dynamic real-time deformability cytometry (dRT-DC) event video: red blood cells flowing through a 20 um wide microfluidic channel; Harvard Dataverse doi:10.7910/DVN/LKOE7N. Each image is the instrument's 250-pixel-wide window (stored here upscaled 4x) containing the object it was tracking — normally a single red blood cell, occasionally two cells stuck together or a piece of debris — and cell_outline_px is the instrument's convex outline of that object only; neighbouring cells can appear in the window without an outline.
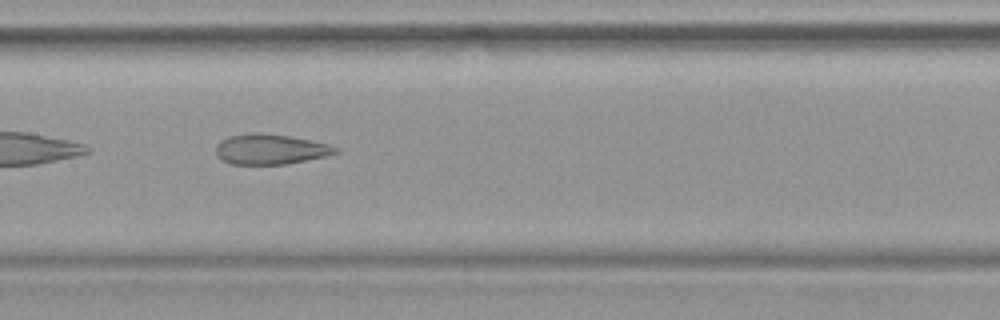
{"species": "common noctule bat (a hibernating species)", "species_latin": "Nyctalus noctula", "temperature_condition": "warm", "stored_images_in_passage": 29, "camera_frame_rate_fps": 3000, "um_per_image_px": 0.085, "animal": {"sex": "female", "body_mass_g": 19.9}, "frame": {"image": 1, "passage_image": 9, "time_ms": 2.667, "image_size_px": [1000, 320], "cell_outline_px": [[340, 152], [328, 156], [288, 164], [232, 164], [220, 160], [216, 156], [216, 144], [220, 140], [228, 136], [248, 132], [264, 132], [292, 136], [328, 144], [340, 148]], "centroid_in_image_um": [22.98, 12.67], "position_along_channel_um": 184.4, "area_um2": 21.68}}